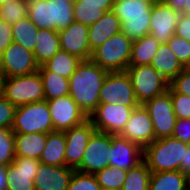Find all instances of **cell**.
Wrapping results in <instances>:
<instances>
[{
  "label": "cell",
  "instance_id": "cell-42",
  "mask_svg": "<svg viewBox=\"0 0 190 190\" xmlns=\"http://www.w3.org/2000/svg\"><path fill=\"white\" fill-rule=\"evenodd\" d=\"M16 107L0 95V127L12 129Z\"/></svg>",
  "mask_w": 190,
  "mask_h": 190
},
{
  "label": "cell",
  "instance_id": "cell-21",
  "mask_svg": "<svg viewBox=\"0 0 190 190\" xmlns=\"http://www.w3.org/2000/svg\"><path fill=\"white\" fill-rule=\"evenodd\" d=\"M121 27L119 18L112 10L106 12L94 24L89 25L88 41L91 52L113 35L121 32Z\"/></svg>",
  "mask_w": 190,
  "mask_h": 190
},
{
  "label": "cell",
  "instance_id": "cell-4",
  "mask_svg": "<svg viewBox=\"0 0 190 190\" xmlns=\"http://www.w3.org/2000/svg\"><path fill=\"white\" fill-rule=\"evenodd\" d=\"M133 41L122 31L92 51L91 60L108 72H122L129 67Z\"/></svg>",
  "mask_w": 190,
  "mask_h": 190
},
{
  "label": "cell",
  "instance_id": "cell-41",
  "mask_svg": "<svg viewBox=\"0 0 190 190\" xmlns=\"http://www.w3.org/2000/svg\"><path fill=\"white\" fill-rule=\"evenodd\" d=\"M170 91H176L177 93L190 96V70L184 68L170 83Z\"/></svg>",
  "mask_w": 190,
  "mask_h": 190
},
{
  "label": "cell",
  "instance_id": "cell-3",
  "mask_svg": "<svg viewBox=\"0 0 190 190\" xmlns=\"http://www.w3.org/2000/svg\"><path fill=\"white\" fill-rule=\"evenodd\" d=\"M151 8L139 0H114L112 11L120 20L121 31L136 41L150 34Z\"/></svg>",
  "mask_w": 190,
  "mask_h": 190
},
{
  "label": "cell",
  "instance_id": "cell-10",
  "mask_svg": "<svg viewBox=\"0 0 190 190\" xmlns=\"http://www.w3.org/2000/svg\"><path fill=\"white\" fill-rule=\"evenodd\" d=\"M111 154V134L96 131L87 144L81 165L76 169L81 173L96 174L109 166Z\"/></svg>",
  "mask_w": 190,
  "mask_h": 190
},
{
  "label": "cell",
  "instance_id": "cell-28",
  "mask_svg": "<svg viewBox=\"0 0 190 190\" xmlns=\"http://www.w3.org/2000/svg\"><path fill=\"white\" fill-rule=\"evenodd\" d=\"M43 81L45 100L69 95V79L48 71L43 65L38 70Z\"/></svg>",
  "mask_w": 190,
  "mask_h": 190
},
{
  "label": "cell",
  "instance_id": "cell-19",
  "mask_svg": "<svg viewBox=\"0 0 190 190\" xmlns=\"http://www.w3.org/2000/svg\"><path fill=\"white\" fill-rule=\"evenodd\" d=\"M142 161L143 148L120 135H111L109 166L119 167L128 171Z\"/></svg>",
  "mask_w": 190,
  "mask_h": 190
},
{
  "label": "cell",
  "instance_id": "cell-5",
  "mask_svg": "<svg viewBox=\"0 0 190 190\" xmlns=\"http://www.w3.org/2000/svg\"><path fill=\"white\" fill-rule=\"evenodd\" d=\"M2 95L15 107L45 100L39 72L3 78Z\"/></svg>",
  "mask_w": 190,
  "mask_h": 190
},
{
  "label": "cell",
  "instance_id": "cell-6",
  "mask_svg": "<svg viewBox=\"0 0 190 190\" xmlns=\"http://www.w3.org/2000/svg\"><path fill=\"white\" fill-rule=\"evenodd\" d=\"M12 131L14 133H50L54 131L47 101L16 107Z\"/></svg>",
  "mask_w": 190,
  "mask_h": 190
},
{
  "label": "cell",
  "instance_id": "cell-17",
  "mask_svg": "<svg viewBox=\"0 0 190 190\" xmlns=\"http://www.w3.org/2000/svg\"><path fill=\"white\" fill-rule=\"evenodd\" d=\"M181 13L174 11L164 1L152 5L151 8V22L150 35L161 44L175 35V29Z\"/></svg>",
  "mask_w": 190,
  "mask_h": 190
},
{
  "label": "cell",
  "instance_id": "cell-39",
  "mask_svg": "<svg viewBox=\"0 0 190 190\" xmlns=\"http://www.w3.org/2000/svg\"><path fill=\"white\" fill-rule=\"evenodd\" d=\"M167 45L176 55L181 64L184 67H187L190 62V42L180 36L174 35L167 41Z\"/></svg>",
  "mask_w": 190,
  "mask_h": 190
},
{
  "label": "cell",
  "instance_id": "cell-2",
  "mask_svg": "<svg viewBox=\"0 0 190 190\" xmlns=\"http://www.w3.org/2000/svg\"><path fill=\"white\" fill-rule=\"evenodd\" d=\"M187 144L172 136L154 140L143 149V160L151 173L180 170Z\"/></svg>",
  "mask_w": 190,
  "mask_h": 190
},
{
  "label": "cell",
  "instance_id": "cell-26",
  "mask_svg": "<svg viewBox=\"0 0 190 190\" xmlns=\"http://www.w3.org/2000/svg\"><path fill=\"white\" fill-rule=\"evenodd\" d=\"M149 190H190L187 175L180 170L152 173Z\"/></svg>",
  "mask_w": 190,
  "mask_h": 190
},
{
  "label": "cell",
  "instance_id": "cell-51",
  "mask_svg": "<svg viewBox=\"0 0 190 190\" xmlns=\"http://www.w3.org/2000/svg\"><path fill=\"white\" fill-rule=\"evenodd\" d=\"M137 1H138V0H137ZM139 1L153 5V4L157 3V2H159L160 0H139Z\"/></svg>",
  "mask_w": 190,
  "mask_h": 190
},
{
  "label": "cell",
  "instance_id": "cell-45",
  "mask_svg": "<svg viewBox=\"0 0 190 190\" xmlns=\"http://www.w3.org/2000/svg\"><path fill=\"white\" fill-rule=\"evenodd\" d=\"M175 35L180 36L181 38L190 42V17L184 14H181L176 29Z\"/></svg>",
  "mask_w": 190,
  "mask_h": 190
},
{
  "label": "cell",
  "instance_id": "cell-25",
  "mask_svg": "<svg viewBox=\"0 0 190 190\" xmlns=\"http://www.w3.org/2000/svg\"><path fill=\"white\" fill-rule=\"evenodd\" d=\"M65 148L66 138L64 132H50L47 134L46 145L39 161L52 166H66Z\"/></svg>",
  "mask_w": 190,
  "mask_h": 190
},
{
  "label": "cell",
  "instance_id": "cell-35",
  "mask_svg": "<svg viewBox=\"0 0 190 190\" xmlns=\"http://www.w3.org/2000/svg\"><path fill=\"white\" fill-rule=\"evenodd\" d=\"M28 0H8L0 6V19L13 25L28 17Z\"/></svg>",
  "mask_w": 190,
  "mask_h": 190
},
{
  "label": "cell",
  "instance_id": "cell-24",
  "mask_svg": "<svg viewBox=\"0 0 190 190\" xmlns=\"http://www.w3.org/2000/svg\"><path fill=\"white\" fill-rule=\"evenodd\" d=\"M59 50H61V48L58 31L38 29L36 44L33 50L37 64L42 66Z\"/></svg>",
  "mask_w": 190,
  "mask_h": 190
},
{
  "label": "cell",
  "instance_id": "cell-50",
  "mask_svg": "<svg viewBox=\"0 0 190 190\" xmlns=\"http://www.w3.org/2000/svg\"><path fill=\"white\" fill-rule=\"evenodd\" d=\"M182 14L190 17V0H186V5Z\"/></svg>",
  "mask_w": 190,
  "mask_h": 190
},
{
  "label": "cell",
  "instance_id": "cell-16",
  "mask_svg": "<svg viewBox=\"0 0 190 190\" xmlns=\"http://www.w3.org/2000/svg\"><path fill=\"white\" fill-rule=\"evenodd\" d=\"M40 161L28 157L15 156L6 167L7 190H35V174Z\"/></svg>",
  "mask_w": 190,
  "mask_h": 190
},
{
  "label": "cell",
  "instance_id": "cell-37",
  "mask_svg": "<svg viewBox=\"0 0 190 190\" xmlns=\"http://www.w3.org/2000/svg\"><path fill=\"white\" fill-rule=\"evenodd\" d=\"M105 13V10H101V6L78 5L74 1V20L76 22L89 26L98 21Z\"/></svg>",
  "mask_w": 190,
  "mask_h": 190
},
{
  "label": "cell",
  "instance_id": "cell-46",
  "mask_svg": "<svg viewBox=\"0 0 190 190\" xmlns=\"http://www.w3.org/2000/svg\"><path fill=\"white\" fill-rule=\"evenodd\" d=\"M75 2L78 5L101 6V10L108 12L113 9L114 0H77Z\"/></svg>",
  "mask_w": 190,
  "mask_h": 190
},
{
  "label": "cell",
  "instance_id": "cell-52",
  "mask_svg": "<svg viewBox=\"0 0 190 190\" xmlns=\"http://www.w3.org/2000/svg\"><path fill=\"white\" fill-rule=\"evenodd\" d=\"M3 78L2 71L0 70V95H2Z\"/></svg>",
  "mask_w": 190,
  "mask_h": 190
},
{
  "label": "cell",
  "instance_id": "cell-47",
  "mask_svg": "<svg viewBox=\"0 0 190 190\" xmlns=\"http://www.w3.org/2000/svg\"><path fill=\"white\" fill-rule=\"evenodd\" d=\"M180 171L186 175L190 172V144H187L184 161H181Z\"/></svg>",
  "mask_w": 190,
  "mask_h": 190
},
{
  "label": "cell",
  "instance_id": "cell-13",
  "mask_svg": "<svg viewBox=\"0 0 190 190\" xmlns=\"http://www.w3.org/2000/svg\"><path fill=\"white\" fill-rule=\"evenodd\" d=\"M47 104L54 131H67L88 119L70 95L47 100Z\"/></svg>",
  "mask_w": 190,
  "mask_h": 190
},
{
  "label": "cell",
  "instance_id": "cell-29",
  "mask_svg": "<svg viewBox=\"0 0 190 190\" xmlns=\"http://www.w3.org/2000/svg\"><path fill=\"white\" fill-rule=\"evenodd\" d=\"M81 61L82 60L76 56L59 50L50 60L44 63L43 66L48 71L69 79Z\"/></svg>",
  "mask_w": 190,
  "mask_h": 190
},
{
  "label": "cell",
  "instance_id": "cell-33",
  "mask_svg": "<svg viewBox=\"0 0 190 190\" xmlns=\"http://www.w3.org/2000/svg\"><path fill=\"white\" fill-rule=\"evenodd\" d=\"M151 170L143 160L140 164L127 171L121 190H149Z\"/></svg>",
  "mask_w": 190,
  "mask_h": 190
},
{
  "label": "cell",
  "instance_id": "cell-38",
  "mask_svg": "<svg viewBox=\"0 0 190 190\" xmlns=\"http://www.w3.org/2000/svg\"><path fill=\"white\" fill-rule=\"evenodd\" d=\"M67 190H102L95 174H86L74 170Z\"/></svg>",
  "mask_w": 190,
  "mask_h": 190
},
{
  "label": "cell",
  "instance_id": "cell-1",
  "mask_svg": "<svg viewBox=\"0 0 190 190\" xmlns=\"http://www.w3.org/2000/svg\"><path fill=\"white\" fill-rule=\"evenodd\" d=\"M107 74L89 59L82 60L69 78V95L88 118L100 103L99 93Z\"/></svg>",
  "mask_w": 190,
  "mask_h": 190
},
{
  "label": "cell",
  "instance_id": "cell-32",
  "mask_svg": "<svg viewBox=\"0 0 190 190\" xmlns=\"http://www.w3.org/2000/svg\"><path fill=\"white\" fill-rule=\"evenodd\" d=\"M28 18L39 29L52 30L51 2L49 0H28Z\"/></svg>",
  "mask_w": 190,
  "mask_h": 190
},
{
  "label": "cell",
  "instance_id": "cell-44",
  "mask_svg": "<svg viewBox=\"0 0 190 190\" xmlns=\"http://www.w3.org/2000/svg\"><path fill=\"white\" fill-rule=\"evenodd\" d=\"M12 25L0 19V56L13 43Z\"/></svg>",
  "mask_w": 190,
  "mask_h": 190
},
{
  "label": "cell",
  "instance_id": "cell-22",
  "mask_svg": "<svg viewBox=\"0 0 190 190\" xmlns=\"http://www.w3.org/2000/svg\"><path fill=\"white\" fill-rule=\"evenodd\" d=\"M150 65L170 83L185 67L167 43L161 44Z\"/></svg>",
  "mask_w": 190,
  "mask_h": 190
},
{
  "label": "cell",
  "instance_id": "cell-49",
  "mask_svg": "<svg viewBox=\"0 0 190 190\" xmlns=\"http://www.w3.org/2000/svg\"><path fill=\"white\" fill-rule=\"evenodd\" d=\"M6 167L0 166V190H7Z\"/></svg>",
  "mask_w": 190,
  "mask_h": 190
},
{
  "label": "cell",
  "instance_id": "cell-9",
  "mask_svg": "<svg viewBox=\"0 0 190 190\" xmlns=\"http://www.w3.org/2000/svg\"><path fill=\"white\" fill-rule=\"evenodd\" d=\"M136 107L122 104L99 103L88 118L98 132L120 135Z\"/></svg>",
  "mask_w": 190,
  "mask_h": 190
},
{
  "label": "cell",
  "instance_id": "cell-31",
  "mask_svg": "<svg viewBox=\"0 0 190 190\" xmlns=\"http://www.w3.org/2000/svg\"><path fill=\"white\" fill-rule=\"evenodd\" d=\"M38 29L39 28L28 17L19 20L12 25L13 42L33 52Z\"/></svg>",
  "mask_w": 190,
  "mask_h": 190
},
{
  "label": "cell",
  "instance_id": "cell-36",
  "mask_svg": "<svg viewBox=\"0 0 190 190\" xmlns=\"http://www.w3.org/2000/svg\"><path fill=\"white\" fill-rule=\"evenodd\" d=\"M15 157V133L0 127V166L7 167Z\"/></svg>",
  "mask_w": 190,
  "mask_h": 190
},
{
  "label": "cell",
  "instance_id": "cell-18",
  "mask_svg": "<svg viewBox=\"0 0 190 190\" xmlns=\"http://www.w3.org/2000/svg\"><path fill=\"white\" fill-rule=\"evenodd\" d=\"M58 34L62 51L70 53L80 60L91 58L88 25L74 21L67 28L58 31Z\"/></svg>",
  "mask_w": 190,
  "mask_h": 190
},
{
  "label": "cell",
  "instance_id": "cell-55",
  "mask_svg": "<svg viewBox=\"0 0 190 190\" xmlns=\"http://www.w3.org/2000/svg\"><path fill=\"white\" fill-rule=\"evenodd\" d=\"M186 68H188L189 70H190V62H189V64L187 65V67Z\"/></svg>",
  "mask_w": 190,
  "mask_h": 190
},
{
  "label": "cell",
  "instance_id": "cell-23",
  "mask_svg": "<svg viewBox=\"0 0 190 190\" xmlns=\"http://www.w3.org/2000/svg\"><path fill=\"white\" fill-rule=\"evenodd\" d=\"M46 141V133H15V156L39 160Z\"/></svg>",
  "mask_w": 190,
  "mask_h": 190
},
{
  "label": "cell",
  "instance_id": "cell-11",
  "mask_svg": "<svg viewBox=\"0 0 190 190\" xmlns=\"http://www.w3.org/2000/svg\"><path fill=\"white\" fill-rule=\"evenodd\" d=\"M144 107L153 122L155 139L172 136L177 116L173 111L170 90L147 101Z\"/></svg>",
  "mask_w": 190,
  "mask_h": 190
},
{
  "label": "cell",
  "instance_id": "cell-30",
  "mask_svg": "<svg viewBox=\"0 0 190 190\" xmlns=\"http://www.w3.org/2000/svg\"><path fill=\"white\" fill-rule=\"evenodd\" d=\"M51 2L52 30L60 31L74 22V2L72 0H49Z\"/></svg>",
  "mask_w": 190,
  "mask_h": 190
},
{
  "label": "cell",
  "instance_id": "cell-48",
  "mask_svg": "<svg viewBox=\"0 0 190 190\" xmlns=\"http://www.w3.org/2000/svg\"><path fill=\"white\" fill-rule=\"evenodd\" d=\"M167 5H169L174 11L183 13L184 7L186 5V0H162Z\"/></svg>",
  "mask_w": 190,
  "mask_h": 190
},
{
  "label": "cell",
  "instance_id": "cell-12",
  "mask_svg": "<svg viewBox=\"0 0 190 190\" xmlns=\"http://www.w3.org/2000/svg\"><path fill=\"white\" fill-rule=\"evenodd\" d=\"M0 70L9 78L37 72L39 65L33 52L13 42L0 56Z\"/></svg>",
  "mask_w": 190,
  "mask_h": 190
},
{
  "label": "cell",
  "instance_id": "cell-40",
  "mask_svg": "<svg viewBox=\"0 0 190 190\" xmlns=\"http://www.w3.org/2000/svg\"><path fill=\"white\" fill-rule=\"evenodd\" d=\"M174 114L179 119L190 118V96L170 91Z\"/></svg>",
  "mask_w": 190,
  "mask_h": 190
},
{
  "label": "cell",
  "instance_id": "cell-8",
  "mask_svg": "<svg viewBox=\"0 0 190 190\" xmlns=\"http://www.w3.org/2000/svg\"><path fill=\"white\" fill-rule=\"evenodd\" d=\"M99 101L100 103L122 104L130 107L139 105L126 71L108 72L100 89Z\"/></svg>",
  "mask_w": 190,
  "mask_h": 190
},
{
  "label": "cell",
  "instance_id": "cell-14",
  "mask_svg": "<svg viewBox=\"0 0 190 190\" xmlns=\"http://www.w3.org/2000/svg\"><path fill=\"white\" fill-rule=\"evenodd\" d=\"M96 131L89 119L81 125L64 131L66 138L65 162L67 167L76 170L81 165L85 148Z\"/></svg>",
  "mask_w": 190,
  "mask_h": 190
},
{
  "label": "cell",
  "instance_id": "cell-34",
  "mask_svg": "<svg viewBox=\"0 0 190 190\" xmlns=\"http://www.w3.org/2000/svg\"><path fill=\"white\" fill-rule=\"evenodd\" d=\"M127 171L119 167L108 166L98 171L95 176L102 190H121Z\"/></svg>",
  "mask_w": 190,
  "mask_h": 190
},
{
  "label": "cell",
  "instance_id": "cell-43",
  "mask_svg": "<svg viewBox=\"0 0 190 190\" xmlns=\"http://www.w3.org/2000/svg\"><path fill=\"white\" fill-rule=\"evenodd\" d=\"M172 137L179 139L186 144H190V118H177Z\"/></svg>",
  "mask_w": 190,
  "mask_h": 190
},
{
  "label": "cell",
  "instance_id": "cell-20",
  "mask_svg": "<svg viewBox=\"0 0 190 190\" xmlns=\"http://www.w3.org/2000/svg\"><path fill=\"white\" fill-rule=\"evenodd\" d=\"M74 169L67 166H52L40 163L35 174V190H67Z\"/></svg>",
  "mask_w": 190,
  "mask_h": 190
},
{
  "label": "cell",
  "instance_id": "cell-7",
  "mask_svg": "<svg viewBox=\"0 0 190 190\" xmlns=\"http://www.w3.org/2000/svg\"><path fill=\"white\" fill-rule=\"evenodd\" d=\"M125 71L130 77L139 105H144L169 88L168 81L150 64L129 66Z\"/></svg>",
  "mask_w": 190,
  "mask_h": 190
},
{
  "label": "cell",
  "instance_id": "cell-53",
  "mask_svg": "<svg viewBox=\"0 0 190 190\" xmlns=\"http://www.w3.org/2000/svg\"><path fill=\"white\" fill-rule=\"evenodd\" d=\"M187 178H188V184H189V189H190V172L188 173Z\"/></svg>",
  "mask_w": 190,
  "mask_h": 190
},
{
  "label": "cell",
  "instance_id": "cell-27",
  "mask_svg": "<svg viewBox=\"0 0 190 190\" xmlns=\"http://www.w3.org/2000/svg\"><path fill=\"white\" fill-rule=\"evenodd\" d=\"M160 45L150 34L133 41L129 66L150 64Z\"/></svg>",
  "mask_w": 190,
  "mask_h": 190
},
{
  "label": "cell",
  "instance_id": "cell-15",
  "mask_svg": "<svg viewBox=\"0 0 190 190\" xmlns=\"http://www.w3.org/2000/svg\"><path fill=\"white\" fill-rule=\"evenodd\" d=\"M120 136L135 142L143 149L156 140L153 122L144 105H138L133 109Z\"/></svg>",
  "mask_w": 190,
  "mask_h": 190
},
{
  "label": "cell",
  "instance_id": "cell-54",
  "mask_svg": "<svg viewBox=\"0 0 190 190\" xmlns=\"http://www.w3.org/2000/svg\"><path fill=\"white\" fill-rule=\"evenodd\" d=\"M8 0H0V6L6 3Z\"/></svg>",
  "mask_w": 190,
  "mask_h": 190
}]
</instances>
